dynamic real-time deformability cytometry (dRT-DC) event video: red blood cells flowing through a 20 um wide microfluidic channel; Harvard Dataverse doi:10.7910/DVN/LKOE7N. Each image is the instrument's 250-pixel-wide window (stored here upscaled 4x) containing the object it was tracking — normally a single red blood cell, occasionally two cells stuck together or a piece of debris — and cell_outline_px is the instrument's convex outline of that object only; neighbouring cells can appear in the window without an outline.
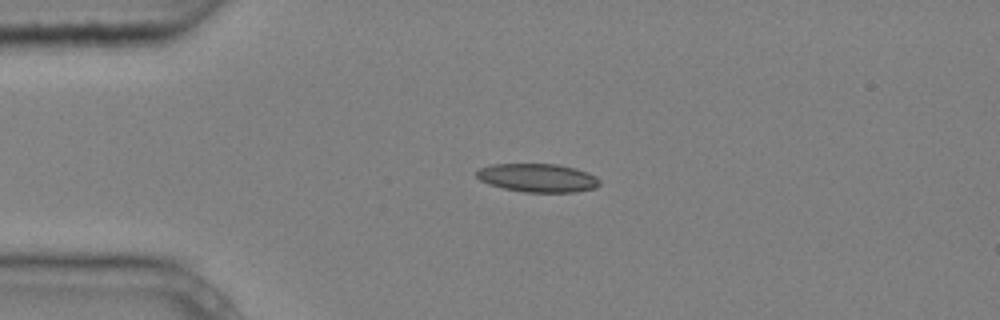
{"species": "common noctule bat (a hibernating species)", "species_latin": "Nyctalus noctula", "temperature_condition": "cold", "stored_images_in_passage": 4, "camera_frame_rate_fps": 3000, "um_per_image_px": 0.085, "animal": {"sex": "male", "body_mass_g": 20.4}, "frame": {"image": 1, "passage_image": 3, "time_ms": 0.667, "image_size_px": [1000, 320], "cell_outline_px": [[600, 184], [596, 188], [576, 192], [524, 192], [504, 188], [488, 184], [480, 180], [476, 176], [476, 172], [480, 168], [492, 164], [560, 164], [576, 168], [588, 172], [596, 176], [600, 180]], "centroid_in_image_um": [45.74, 15.11], "position_along_channel_um": 39.3, "area_um2": 20.58}}